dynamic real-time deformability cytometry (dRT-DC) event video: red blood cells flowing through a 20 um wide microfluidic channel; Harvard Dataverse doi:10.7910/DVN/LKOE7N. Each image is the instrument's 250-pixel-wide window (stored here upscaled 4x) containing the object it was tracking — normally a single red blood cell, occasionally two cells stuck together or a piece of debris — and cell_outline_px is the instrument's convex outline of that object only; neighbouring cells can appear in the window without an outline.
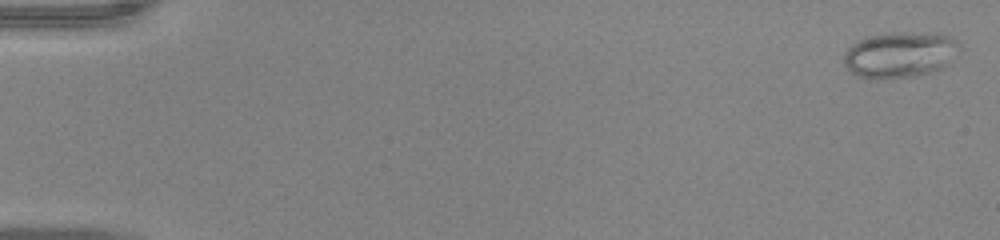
{"species": "common noctule bat (a hibernating species)", "species_latin": "Nyctalus noctula", "temperature_condition": "warm", "stored_images_in_passage": 54, "camera_frame_rate_fps": 3000, "um_per_image_px": 0.085, "animal": {"sex": "male", "body_mass_g": 20.0, "forearm_length_mm": 53.3}, "frame": {"image": 1, "passage_image": 2, "time_ms": 0.333, "image_size_px": [1000, 240], "cell_outline_px": [[960, 48], [948, 64], [944, 68], [916, 76], [876, 80], [872, 80], [860, 76], [852, 72], [844, 64], [844, 52], [852, 44], [864, 36], [888, 32], [940, 32], [952, 36], [956, 40]], "centroid_in_image_um": [76.51, 4.63], "position_along_channel_um": 8.5, "area_um2": 31.67}}
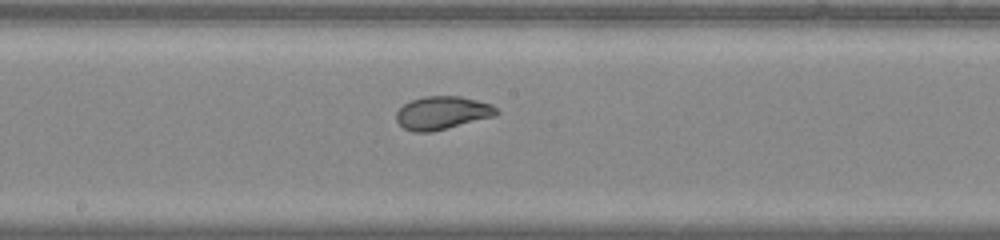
{"frame": {"image": 2, "passage_image": 30, "time_ms": 9.667, "image_size_px": [1000, 240], "cell_outline_px": [[500, 112], [496, 116], [432, 132], [412, 132], [404, 128], [396, 120], [396, 112], [404, 104], [412, 100], [424, 96], [460, 96], [492, 104]], "centroid_in_image_um": [37.6, 9.6], "position_along_channel_um": 210.6, "area_um2": 19.42}}
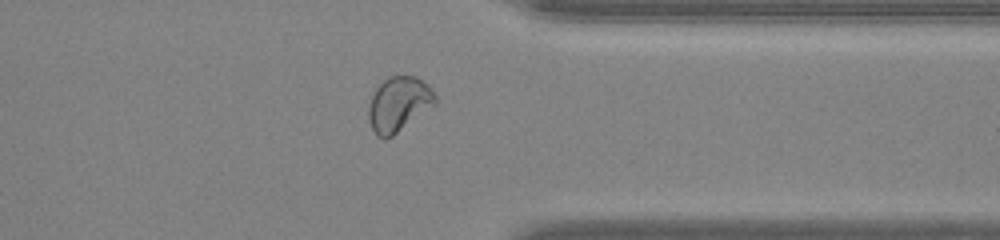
{"frame": {"image": 3, "passage_image": 43, "time_ms": 14.0, "image_size_px": [1000, 240], "cell_outline_px": [[436, 104], [392, 136], [384, 140], [376, 136], [368, 120], [368, 108], [372, 96], [376, 88], [388, 76], [416, 76], [428, 84], [436, 96]], "centroid_in_image_um": [33.88, 8.86], "position_along_channel_um": 377.5, "area_um2": 21.27}, "authors_computed_cell_mechanics": {"area_um2": 23.6402, "velocity_mm_per_s": 3.9216, "shape_relaxation_time_tau1_ms": null, "shape_relaxation_time_tau2_ms": 0.6427, "deformation_change_tau1": null, "deformation_change_tau2": 0.047}}